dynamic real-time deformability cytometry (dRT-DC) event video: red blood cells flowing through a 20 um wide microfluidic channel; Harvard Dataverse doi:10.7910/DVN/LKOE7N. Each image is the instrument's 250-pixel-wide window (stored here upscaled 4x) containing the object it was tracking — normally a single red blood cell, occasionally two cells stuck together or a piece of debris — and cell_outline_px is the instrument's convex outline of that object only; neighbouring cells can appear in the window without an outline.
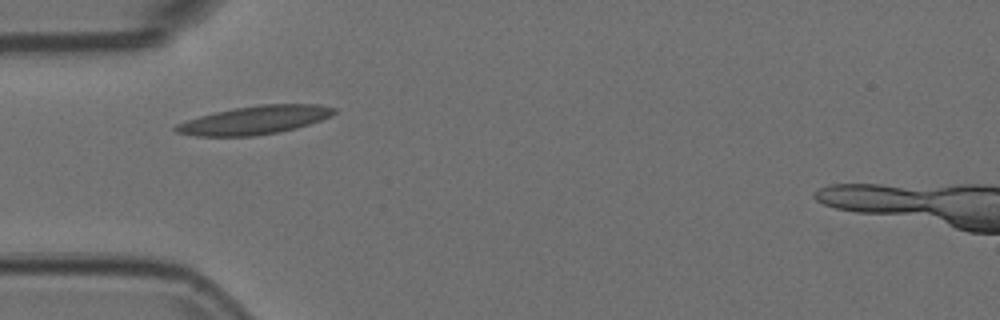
{"species": "Egyptian fruit bat (a non-hibernating species)", "species_latin": "Rousettus aegyptiacus", "temperature_condition": "room temperature", "stored_images_in_passage": 4, "camera_frame_rate_fps": 3000, "um_per_image_px": 0.085, "animal": {"sex": "female"}, "frame": {"image": 1, "passage_image": 1, "time_ms": 0.0, "image_size_px": [1000, 320], "cell_outline_px": [[336, 112], [332, 116], [296, 128], [280, 132], [252, 136], [196, 136], [176, 132], [172, 128], [176, 124], [200, 116], [232, 108], [260, 104], [320, 104], [336, 108]], "centroid_in_image_um": [21.67, 10.2], "position_along_channel_um": 63.3, "area_um2": 26.18}}
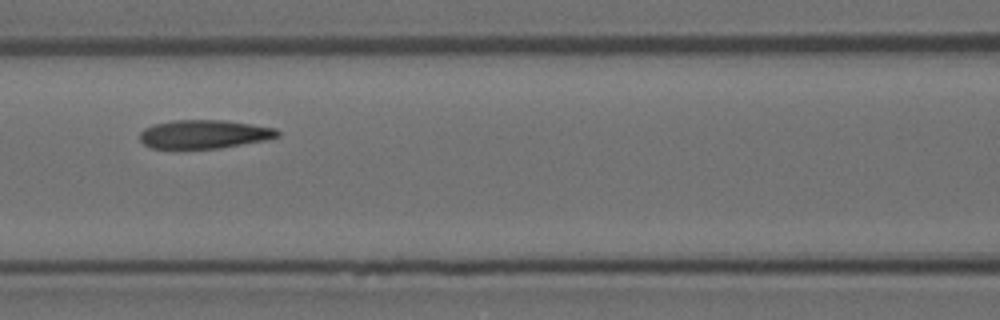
{"frame": {"image": 2, "passage_image": 3, "time_ms": 0.667, "image_size_px": [1000, 320], "cell_outline_px": [[280, 136], [264, 140], [220, 148], [152, 148], [144, 144], [140, 140], [140, 132], [144, 128], [152, 124], [172, 120], [224, 120], [252, 124], [276, 128], [280, 132]], "centroid_in_image_um": [17.34, 11.39], "position_along_channel_um": 149.3, "area_um2": 22.95}}
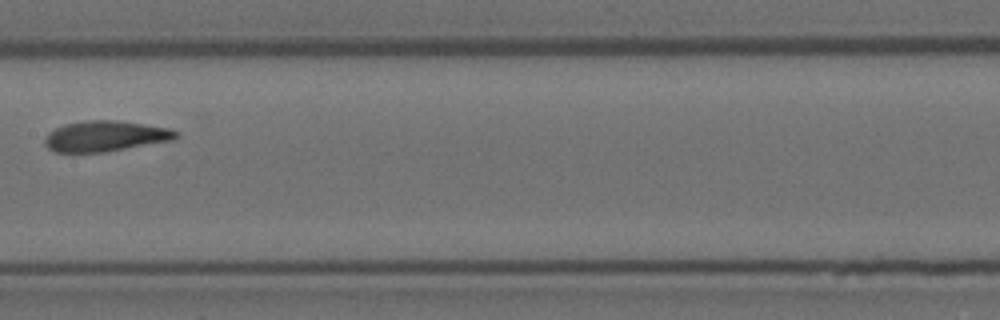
{"frame": {"image": 3, "passage_image": 4, "time_ms": 1.0, "image_size_px": [1000, 320], "cell_outline_px": [[180, 136], [176, 140], [104, 152], [56, 152], [48, 148], [44, 144], [44, 136], [48, 132], [64, 124], [88, 120], [120, 120], [168, 128], [180, 132]], "centroid_in_image_um": [8.99, 11.57], "position_along_channel_um": 198.4, "area_um2": 23.7}}